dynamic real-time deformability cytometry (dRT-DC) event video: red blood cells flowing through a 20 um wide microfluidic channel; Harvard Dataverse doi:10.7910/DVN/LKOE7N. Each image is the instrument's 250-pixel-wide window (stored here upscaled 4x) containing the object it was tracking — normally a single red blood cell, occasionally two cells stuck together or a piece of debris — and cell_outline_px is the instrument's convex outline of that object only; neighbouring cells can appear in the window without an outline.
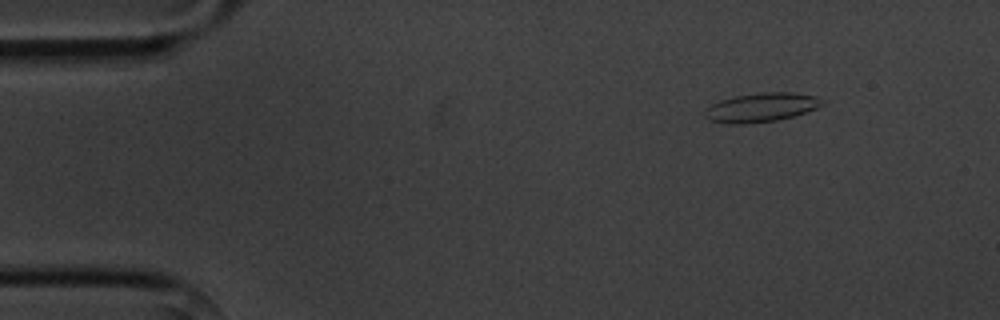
{"species": "common noctule bat (a hibernating species)", "species_latin": "Nyctalus noctula", "temperature_condition": "cold", "stored_images_in_passage": 5, "camera_frame_rate_fps": 3000, "um_per_image_px": 0.085, "animal": {"sex": "male", "body_mass_g": 20.1, "forearm_length_mm": 53.5}, "frame": {"image": 1, "passage_image": 2, "time_ms": 1.0, "image_size_px": [1000, 320], "cell_outline_px": [[824, 104], [816, 108], [792, 116], [776, 120], [740, 124], [724, 124], [708, 120], [704, 116], [704, 108], [720, 100], [732, 96], [764, 92], [792, 92], [816, 96], [824, 100]], "centroid_in_image_um": [64.65, 9.12], "position_along_channel_um": 20.4, "area_um2": 19.94}}